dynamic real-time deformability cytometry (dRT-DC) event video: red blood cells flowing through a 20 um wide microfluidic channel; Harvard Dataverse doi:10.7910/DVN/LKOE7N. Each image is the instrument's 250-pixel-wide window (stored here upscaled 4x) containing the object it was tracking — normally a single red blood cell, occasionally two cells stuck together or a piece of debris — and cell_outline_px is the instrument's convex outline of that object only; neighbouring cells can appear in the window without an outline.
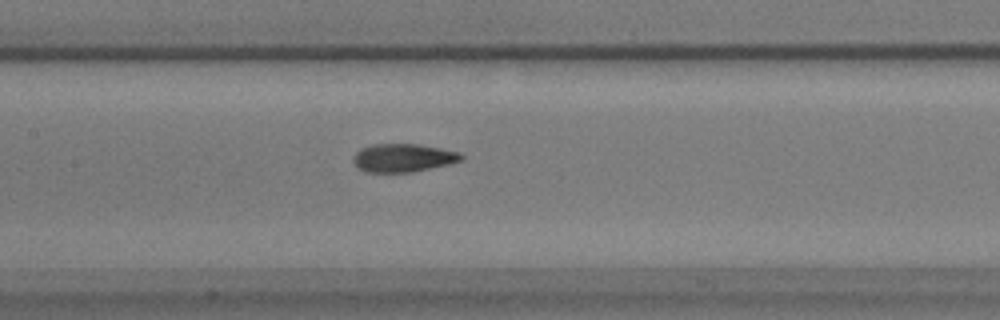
{"species": "common noctule bat (a hibernating species)", "species_latin": "Nyctalus noctula", "temperature_condition": "warm", "stored_images_in_passage": 57, "camera_frame_rate_fps": 3000, "um_per_image_px": 0.085, "animal": {"sex": "male", "body_mass_g": 17.9}, "frame": {"image": 1, "passage_image": 27, "time_ms": 8.667, "image_size_px": [1000, 320], "cell_outline_px": [[464, 160], [448, 164], [412, 172], [364, 172], [356, 168], [352, 160], [352, 156], [360, 148], [372, 144], [416, 144], [440, 148], [460, 152], [464, 156]], "centroid_in_image_um": [34.22, 13.42], "position_along_channel_um": 173.2, "area_um2": 17.98}}
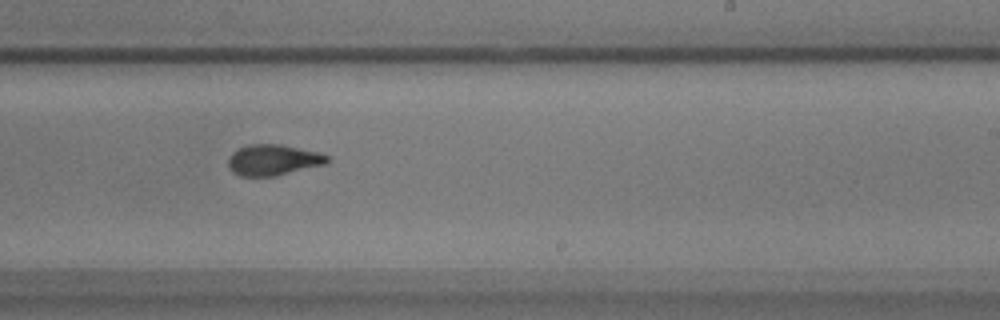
{"frame": {"image": 2, "passage_image": 35, "time_ms": 11.333, "image_size_px": [1000, 320], "cell_outline_px": [[328, 160], [324, 164], [276, 176], [240, 176], [232, 172], [228, 168], [228, 156], [232, 152], [248, 144], [280, 144], [316, 152], [328, 156]], "centroid_in_image_um": [23.14, 13.6], "position_along_channel_um": 265.9, "area_um2": 17.69}}
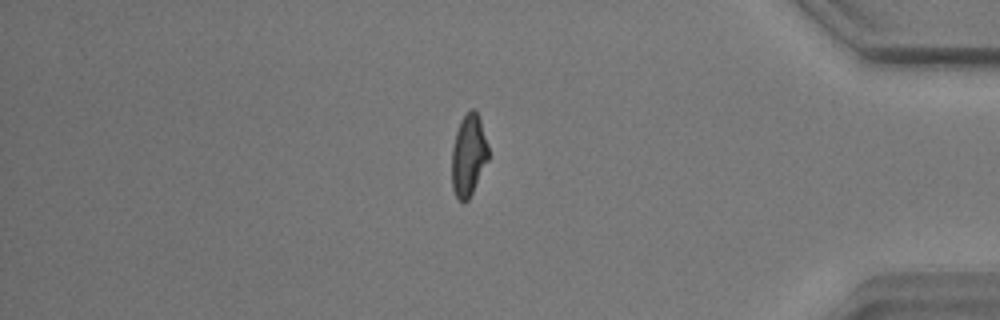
{"frame": {"image": 3, "passage_image": 49, "time_ms": 16.0, "image_size_px": [1000, 320], "cell_outline_px": [[488, 160], [468, 200], [464, 204], [456, 196], [452, 188], [452, 148], [456, 132], [460, 120], [472, 108], [480, 116], [488, 144]], "centroid_in_image_um": [39.83, 13.19], "position_along_channel_um": 395.4, "area_um2": 17.4}, "authors_computed_cell_mechanics": {"area_um2": 17.8602, "velocity_mm_per_s": 3.4871, "shape_relaxation_time_tau1_ms": 5.3368, "shape_relaxation_time_tau2_ms": 1.6525, "deformation_change_tau1": 0.1964, "deformation_change_tau2": 0.0799}}